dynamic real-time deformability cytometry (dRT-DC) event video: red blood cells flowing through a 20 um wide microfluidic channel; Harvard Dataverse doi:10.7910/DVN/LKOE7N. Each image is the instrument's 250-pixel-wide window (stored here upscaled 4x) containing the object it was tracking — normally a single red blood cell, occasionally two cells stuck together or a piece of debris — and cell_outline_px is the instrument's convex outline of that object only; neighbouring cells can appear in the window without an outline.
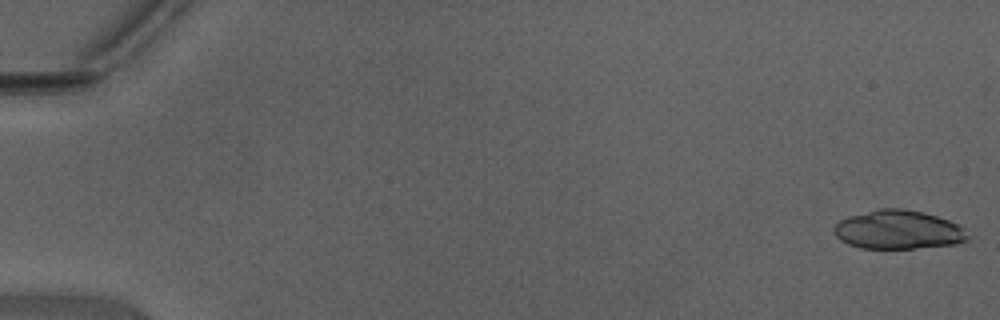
{"species": "Egyptian fruit bat (a non-hibernating species)", "species_latin": "Rousettus aegyptiacus", "temperature_condition": "warm", "stored_images_in_passage": 18, "camera_frame_rate_fps": 3000, "um_per_image_px": 0.085, "animal": {"sex": "male"}, "frame": {"image": 1, "passage_image": 1, "time_ms": 0.0, "image_size_px": [1000, 320], "cell_outline_px": [[968, 240], [952, 244], [916, 248], [860, 248], [848, 244], [840, 240], [836, 236], [832, 228], [840, 220], [848, 216], [880, 208], [904, 208], [924, 212], [948, 220], [964, 228], [968, 236]], "centroid_in_image_um": [76.32, 19.52], "position_along_channel_um": 8.7, "area_um2": 30.17}}